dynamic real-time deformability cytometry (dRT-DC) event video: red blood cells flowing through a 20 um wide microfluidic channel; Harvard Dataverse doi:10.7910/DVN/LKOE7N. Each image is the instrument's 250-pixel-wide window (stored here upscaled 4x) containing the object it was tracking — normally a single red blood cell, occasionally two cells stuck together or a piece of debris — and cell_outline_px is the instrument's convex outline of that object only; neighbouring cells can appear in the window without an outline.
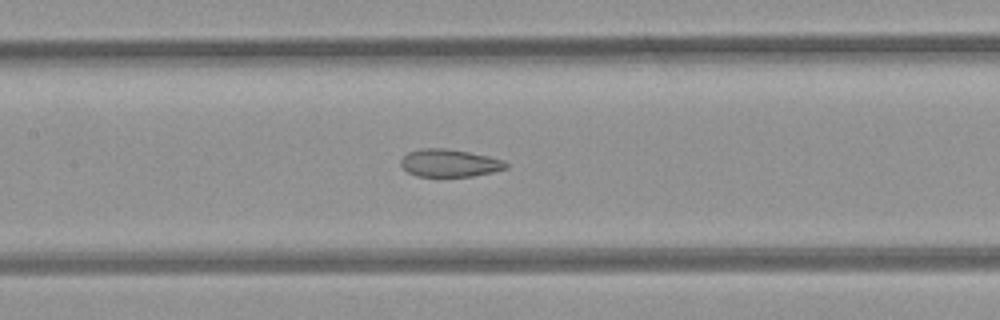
{"species": "common noctule bat (a hibernating species)", "species_latin": "Nyctalus noctula", "temperature_condition": "room temperature", "stored_images_in_passage": 7, "camera_frame_rate_fps": 3000, "um_per_image_px": 0.085, "animal": {"sex": "female", "body_mass_g": 21.9}, "frame": {"image": 1, "passage_image": 7, "time_ms": 2.0, "image_size_px": [1000, 320], "cell_outline_px": [[508, 168], [492, 172], [472, 176], [416, 176], [408, 172], [400, 164], [400, 160], [408, 152], [420, 148], [444, 148], [468, 152], [488, 156], [504, 160], [508, 164]], "centroid_in_image_um": [38.2, 13.85], "position_along_channel_um": 169.2, "area_um2": 16.88}}